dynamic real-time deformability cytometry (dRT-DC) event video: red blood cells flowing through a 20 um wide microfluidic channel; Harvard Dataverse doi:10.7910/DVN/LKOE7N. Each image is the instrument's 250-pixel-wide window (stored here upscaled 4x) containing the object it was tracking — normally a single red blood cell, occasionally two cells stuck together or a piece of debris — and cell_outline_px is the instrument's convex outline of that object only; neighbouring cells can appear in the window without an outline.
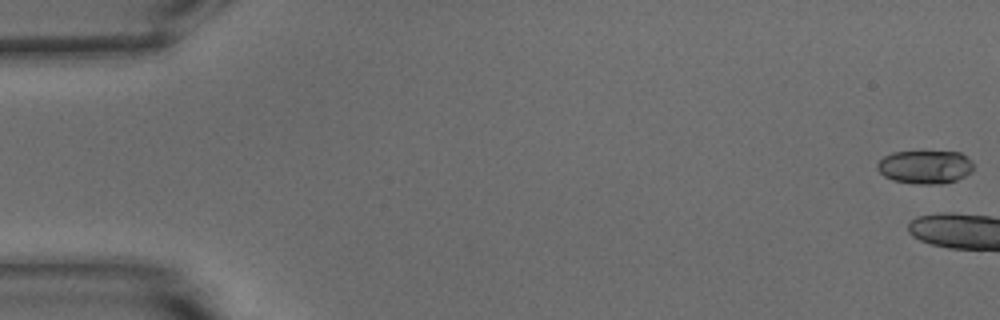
{"species": "common noctule bat (a hibernating species)", "species_latin": "Nyctalus noctula", "temperature_condition": "warm", "stored_images_in_passage": 5, "camera_frame_rate_fps": 3000, "um_per_image_px": 0.085, "animal": {"sex": "male", "body_mass_g": 15.6}, "frame": {"image": 1, "passage_image": 1, "time_ms": 0.0, "image_size_px": [1000, 320], "cell_outline_px": [[972, 172], [956, 180], [940, 184], [920, 184], [892, 180], [884, 176], [876, 168], [876, 164], [884, 156], [892, 152], [920, 148], [960, 152], [972, 160]], "centroid_in_image_um": [78.62, 14.12], "position_along_channel_um": 6.4, "area_um2": 19.65}}